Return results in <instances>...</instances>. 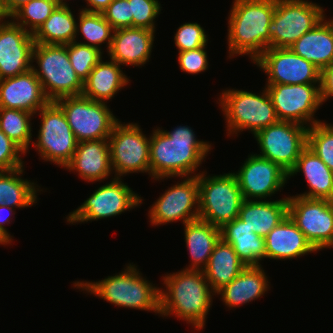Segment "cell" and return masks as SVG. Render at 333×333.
Segmentation results:
<instances>
[{
  "label": "cell",
  "mask_w": 333,
  "mask_h": 333,
  "mask_svg": "<svg viewBox=\"0 0 333 333\" xmlns=\"http://www.w3.org/2000/svg\"><path fill=\"white\" fill-rule=\"evenodd\" d=\"M150 136V176L155 180L191 176L211 149L196 139L193 129L177 126L173 131L157 128Z\"/></svg>",
  "instance_id": "cell-1"
},
{
  "label": "cell",
  "mask_w": 333,
  "mask_h": 333,
  "mask_svg": "<svg viewBox=\"0 0 333 333\" xmlns=\"http://www.w3.org/2000/svg\"><path fill=\"white\" fill-rule=\"evenodd\" d=\"M163 280L166 291L160 289L159 314L168 316L174 313L176 317L191 323L196 330L204 328L212 296L216 294L203 271L183 269L166 275Z\"/></svg>",
  "instance_id": "cell-2"
},
{
  "label": "cell",
  "mask_w": 333,
  "mask_h": 333,
  "mask_svg": "<svg viewBox=\"0 0 333 333\" xmlns=\"http://www.w3.org/2000/svg\"><path fill=\"white\" fill-rule=\"evenodd\" d=\"M275 8L276 0H234L228 17L229 57L247 54L254 62L269 48Z\"/></svg>",
  "instance_id": "cell-3"
},
{
  "label": "cell",
  "mask_w": 333,
  "mask_h": 333,
  "mask_svg": "<svg viewBox=\"0 0 333 333\" xmlns=\"http://www.w3.org/2000/svg\"><path fill=\"white\" fill-rule=\"evenodd\" d=\"M77 288L94 294L115 306L160 313V288L145 280L135 265L97 282H74Z\"/></svg>",
  "instance_id": "cell-4"
},
{
  "label": "cell",
  "mask_w": 333,
  "mask_h": 333,
  "mask_svg": "<svg viewBox=\"0 0 333 333\" xmlns=\"http://www.w3.org/2000/svg\"><path fill=\"white\" fill-rule=\"evenodd\" d=\"M36 60L39 69L32 66L49 101L66 96L82 95L84 82L73 69L66 45L35 43L32 61Z\"/></svg>",
  "instance_id": "cell-5"
},
{
  "label": "cell",
  "mask_w": 333,
  "mask_h": 333,
  "mask_svg": "<svg viewBox=\"0 0 333 333\" xmlns=\"http://www.w3.org/2000/svg\"><path fill=\"white\" fill-rule=\"evenodd\" d=\"M220 105L227 121L228 135L247 129L254 135L279 121L268 90L262 94L243 90H225L220 94Z\"/></svg>",
  "instance_id": "cell-6"
},
{
  "label": "cell",
  "mask_w": 333,
  "mask_h": 333,
  "mask_svg": "<svg viewBox=\"0 0 333 333\" xmlns=\"http://www.w3.org/2000/svg\"><path fill=\"white\" fill-rule=\"evenodd\" d=\"M198 174L199 219L222 228L239 216L244 198L233 173L208 176Z\"/></svg>",
  "instance_id": "cell-7"
},
{
  "label": "cell",
  "mask_w": 333,
  "mask_h": 333,
  "mask_svg": "<svg viewBox=\"0 0 333 333\" xmlns=\"http://www.w3.org/2000/svg\"><path fill=\"white\" fill-rule=\"evenodd\" d=\"M323 18L324 9L307 0H276L268 26L269 48H289Z\"/></svg>",
  "instance_id": "cell-8"
},
{
  "label": "cell",
  "mask_w": 333,
  "mask_h": 333,
  "mask_svg": "<svg viewBox=\"0 0 333 333\" xmlns=\"http://www.w3.org/2000/svg\"><path fill=\"white\" fill-rule=\"evenodd\" d=\"M64 111L78 142L108 139L118 122L107 102L94 101L83 95L66 96L55 101Z\"/></svg>",
  "instance_id": "cell-9"
},
{
  "label": "cell",
  "mask_w": 333,
  "mask_h": 333,
  "mask_svg": "<svg viewBox=\"0 0 333 333\" xmlns=\"http://www.w3.org/2000/svg\"><path fill=\"white\" fill-rule=\"evenodd\" d=\"M38 113L41 126L38 140L32 145L39 151L43 160L65 167L71 161L78 141L64 111L55 101H50Z\"/></svg>",
  "instance_id": "cell-10"
},
{
  "label": "cell",
  "mask_w": 333,
  "mask_h": 333,
  "mask_svg": "<svg viewBox=\"0 0 333 333\" xmlns=\"http://www.w3.org/2000/svg\"><path fill=\"white\" fill-rule=\"evenodd\" d=\"M108 142L111 167L116 178L134 172L150 174V138L143 134L138 124H121L118 121Z\"/></svg>",
  "instance_id": "cell-11"
},
{
  "label": "cell",
  "mask_w": 333,
  "mask_h": 333,
  "mask_svg": "<svg viewBox=\"0 0 333 333\" xmlns=\"http://www.w3.org/2000/svg\"><path fill=\"white\" fill-rule=\"evenodd\" d=\"M308 127L290 121H278L257 132L254 137L261 150L259 156L278 164L288 174L307 146Z\"/></svg>",
  "instance_id": "cell-12"
},
{
  "label": "cell",
  "mask_w": 333,
  "mask_h": 333,
  "mask_svg": "<svg viewBox=\"0 0 333 333\" xmlns=\"http://www.w3.org/2000/svg\"><path fill=\"white\" fill-rule=\"evenodd\" d=\"M288 216L316 250L333 247V202L328 199L288 197Z\"/></svg>",
  "instance_id": "cell-13"
},
{
  "label": "cell",
  "mask_w": 333,
  "mask_h": 333,
  "mask_svg": "<svg viewBox=\"0 0 333 333\" xmlns=\"http://www.w3.org/2000/svg\"><path fill=\"white\" fill-rule=\"evenodd\" d=\"M266 89L279 121L295 122L308 128L321 122L313 117L323 104L320 84H267Z\"/></svg>",
  "instance_id": "cell-14"
},
{
  "label": "cell",
  "mask_w": 333,
  "mask_h": 333,
  "mask_svg": "<svg viewBox=\"0 0 333 333\" xmlns=\"http://www.w3.org/2000/svg\"><path fill=\"white\" fill-rule=\"evenodd\" d=\"M141 197L133 192L120 178H113L108 184L102 185L84 201L75 211L71 212L67 222L73 224L104 219L129 211L142 203Z\"/></svg>",
  "instance_id": "cell-15"
},
{
  "label": "cell",
  "mask_w": 333,
  "mask_h": 333,
  "mask_svg": "<svg viewBox=\"0 0 333 333\" xmlns=\"http://www.w3.org/2000/svg\"><path fill=\"white\" fill-rule=\"evenodd\" d=\"M253 63L268 75L267 84H320L321 70L290 48H268Z\"/></svg>",
  "instance_id": "cell-16"
},
{
  "label": "cell",
  "mask_w": 333,
  "mask_h": 333,
  "mask_svg": "<svg viewBox=\"0 0 333 333\" xmlns=\"http://www.w3.org/2000/svg\"><path fill=\"white\" fill-rule=\"evenodd\" d=\"M186 178L168 188L150 207L149 217L153 225L158 226L178 220L186 224L199 219L198 175Z\"/></svg>",
  "instance_id": "cell-17"
},
{
  "label": "cell",
  "mask_w": 333,
  "mask_h": 333,
  "mask_svg": "<svg viewBox=\"0 0 333 333\" xmlns=\"http://www.w3.org/2000/svg\"><path fill=\"white\" fill-rule=\"evenodd\" d=\"M233 174L244 200H265L281 190L289 179L278 164L257 154L249 155L240 170Z\"/></svg>",
  "instance_id": "cell-18"
},
{
  "label": "cell",
  "mask_w": 333,
  "mask_h": 333,
  "mask_svg": "<svg viewBox=\"0 0 333 333\" xmlns=\"http://www.w3.org/2000/svg\"><path fill=\"white\" fill-rule=\"evenodd\" d=\"M33 34L14 20L0 23V80L32 69Z\"/></svg>",
  "instance_id": "cell-19"
},
{
  "label": "cell",
  "mask_w": 333,
  "mask_h": 333,
  "mask_svg": "<svg viewBox=\"0 0 333 333\" xmlns=\"http://www.w3.org/2000/svg\"><path fill=\"white\" fill-rule=\"evenodd\" d=\"M49 102L32 69L0 80V108L24 110L35 115Z\"/></svg>",
  "instance_id": "cell-20"
},
{
  "label": "cell",
  "mask_w": 333,
  "mask_h": 333,
  "mask_svg": "<svg viewBox=\"0 0 333 333\" xmlns=\"http://www.w3.org/2000/svg\"><path fill=\"white\" fill-rule=\"evenodd\" d=\"M154 30L128 27L114 30L108 55L119 65L141 66L149 61Z\"/></svg>",
  "instance_id": "cell-21"
},
{
  "label": "cell",
  "mask_w": 333,
  "mask_h": 333,
  "mask_svg": "<svg viewBox=\"0 0 333 333\" xmlns=\"http://www.w3.org/2000/svg\"><path fill=\"white\" fill-rule=\"evenodd\" d=\"M78 172L88 181H102L112 173L108 139L84 140L78 142L71 161L64 169Z\"/></svg>",
  "instance_id": "cell-22"
},
{
  "label": "cell",
  "mask_w": 333,
  "mask_h": 333,
  "mask_svg": "<svg viewBox=\"0 0 333 333\" xmlns=\"http://www.w3.org/2000/svg\"><path fill=\"white\" fill-rule=\"evenodd\" d=\"M264 239L265 258L269 259H292L317 251L289 216L274 227Z\"/></svg>",
  "instance_id": "cell-23"
},
{
  "label": "cell",
  "mask_w": 333,
  "mask_h": 333,
  "mask_svg": "<svg viewBox=\"0 0 333 333\" xmlns=\"http://www.w3.org/2000/svg\"><path fill=\"white\" fill-rule=\"evenodd\" d=\"M324 20L289 47L320 70L333 63V20Z\"/></svg>",
  "instance_id": "cell-24"
},
{
  "label": "cell",
  "mask_w": 333,
  "mask_h": 333,
  "mask_svg": "<svg viewBox=\"0 0 333 333\" xmlns=\"http://www.w3.org/2000/svg\"><path fill=\"white\" fill-rule=\"evenodd\" d=\"M288 216V197L280 200H244L241 204L239 216L253 233L266 237Z\"/></svg>",
  "instance_id": "cell-25"
},
{
  "label": "cell",
  "mask_w": 333,
  "mask_h": 333,
  "mask_svg": "<svg viewBox=\"0 0 333 333\" xmlns=\"http://www.w3.org/2000/svg\"><path fill=\"white\" fill-rule=\"evenodd\" d=\"M267 278L262 266H246L236 278L215 294L222 295L227 307H239L264 295L269 289L270 282Z\"/></svg>",
  "instance_id": "cell-26"
},
{
  "label": "cell",
  "mask_w": 333,
  "mask_h": 333,
  "mask_svg": "<svg viewBox=\"0 0 333 333\" xmlns=\"http://www.w3.org/2000/svg\"><path fill=\"white\" fill-rule=\"evenodd\" d=\"M301 171L310 190L298 194V196L333 201V172L308 146L300 153L295 167L288 174V178Z\"/></svg>",
  "instance_id": "cell-27"
},
{
  "label": "cell",
  "mask_w": 333,
  "mask_h": 333,
  "mask_svg": "<svg viewBox=\"0 0 333 333\" xmlns=\"http://www.w3.org/2000/svg\"><path fill=\"white\" fill-rule=\"evenodd\" d=\"M220 230L221 238L233 247L245 265L261 266L259 261L265 258L266 253L264 237L253 233L238 217L226 223Z\"/></svg>",
  "instance_id": "cell-28"
},
{
  "label": "cell",
  "mask_w": 333,
  "mask_h": 333,
  "mask_svg": "<svg viewBox=\"0 0 333 333\" xmlns=\"http://www.w3.org/2000/svg\"><path fill=\"white\" fill-rule=\"evenodd\" d=\"M185 243L191 258L186 270H201L207 266L216 243L221 238L220 228L197 219L184 224Z\"/></svg>",
  "instance_id": "cell-29"
},
{
  "label": "cell",
  "mask_w": 333,
  "mask_h": 333,
  "mask_svg": "<svg viewBox=\"0 0 333 333\" xmlns=\"http://www.w3.org/2000/svg\"><path fill=\"white\" fill-rule=\"evenodd\" d=\"M129 81L117 62H104L101 59L84 81L82 95L94 101L105 102L112 99Z\"/></svg>",
  "instance_id": "cell-30"
},
{
  "label": "cell",
  "mask_w": 333,
  "mask_h": 333,
  "mask_svg": "<svg viewBox=\"0 0 333 333\" xmlns=\"http://www.w3.org/2000/svg\"><path fill=\"white\" fill-rule=\"evenodd\" d=\"M246 266L237 256L233 247L220 238L203 273L211 289L216 293L236 278Z\"/></svg>",
  "instance_id": "cell-31"
},
{
  "label": "cell",
  "mask_w": 333,
  "mask_h": 333,
  "mask_svg": "<svg viewBox=\"0 0 333 333\" xmlns=\"http://www.w3.org/2000/svg\"><path fill=\"white\" fill-rule=\"evenodd\" d=\"M59 5L33 34L35 43L66 45L76 41L77 23L70 7Z\"/></svg>",
  "instance_id": "cell-32"
},
{
  "label": "cell",
  "mask_w": 333,
  "mask_h": 333,
  "mask_svg": "<svg viewBox=\"0 0 333 333\" xmlns=\"http://www.w3.org/2000/svg\"><path fill=\"white\" fill-rule=\"evenodd\" d=\"M23 168L0 171V205L22 208L37 203L36 194L39 189L36 188L34 182L20 178V174L24 171Z\"/></svg>",
  "instance_id": "cell-33"
},
{
  "label": "cell",
  "mask_w": 333,
  "mask_h": 333,
  "mask_svg": "<svg viewBox=\"0 0 333 333\" xmlns=\"http://www.w3.org/2000/svg\"><path fill=\"white\" fill-rule=\"evenodd\" d=\"M31 116L24 110L0 108V130L27 153L32 142Z\"/></svg>",
  "instance_id": "cell-34"
},
{
  "label": "cell",
  "mask_w": 333,
  "mask_h": 333,
  "mask_svg": "<svg viewBox=\"0 0 333 333\" xmlns=\"http://www.w3.org/2000/svg\"><path fill=\"white\" fill-rule=\"evenodd\" d=\"M78 20L79 24H77L76 33L80 32L87 41L80 42L81 44L93 46L101 50L99 45L107 43V50H109L114 29L102 13L81 10Z\"/></svg>",
  "instance_id": "cell-35"
},
{
  "label": "cell",
  "mask_w": 333,
  "mask_h": 333,
  "mask_svg": "<svg viewBox=\"0 0 333 333\" xmlns=\"http://www.w3.org/2000/svg\"><path fill=\"white\" fill-rule=\"evenodd\" d=\"M58 6L55 0H31L21 7L11 20L16 19L17 22H14L17 25L34 34Z\"/></svg>",
  "instance_id": "cell-36"
},
{
  "label": "cell",
  "mask_w": 333,
  "mask_h": 333,
  "mask_svg": "<svg viewBox=\"0 0 333 333\" xmlns=\"http://www.w3.org/2000/svg\"><path fill=\"white\" fill-rule=\"evenodd\" d=\"M307 146L333 172V125L319 122L309 127Z\"/></svg>",
  "instance_id": "cell-37"
},
{
  "label": "cell",
  "mask_w": 333,
  "mask_h": 333,
  "mask_svg": "<svg viewBox=\"0 0 333 333\" xmlns=\"http://www.w3.org/2000/svg\"><path fill=\"white\" fill-rule=\"evenodd\" d=\"M70 63L75 73L84 82L93 68L102 59V50L73 41L67 44Z\"/></svg>",
  "instance_id": "cell-38"
},
{
  "label": "cell",
  "mask_w": 333,
  "mask_h": 333,
  "mask_svg": "<svg viewBox=\"0 0 333 333\" xmlns=\"http://www.w3.org/2000/svg\"><path fill=\"white\" fill-rule=\"evenodd\" d=\"M132 15V27L155 31V18L160 14L158 0H128Z\"/></svg>",
  "instance_id": "cell-39"
},
{
  "label": "cell",
  "mask_w": 333,
  "mask_h": 333,
  "mask_svg": "<svg viewBox=\"0 0 333 333\" xmlns=\"http://www.w3.org/2000/svg\"><path fill=\"white\" fill-rule=\"evenodd\" d=\"M175 45L179 52L194 50L207 45V35L198 23L181 25L174 36Z\"/></svg>",
  "instance_id": "cell-40"
},
{
  "label": "cell",
  "mask_w": 333,
  "mask_h": 333,
  "mask_svg": "<svg viewBox=\"0 0 333 333\" xmlns=\"http://www.w3.org/2000/svg\"><path fill=\"white\" fill-rule=\"evenodd\" d=\"M24 151L0 130V171H10L23 167L24 161L19 157Z\"/></svg>",
  "instance_id": "cell-41"
},
{
  "label": "cell",
  "mask_w": 333,
  "mask_h": 333,
  "mask_svg": "<svg viewBox=\"0 0 333 333\" xmlns=\"http://www.w3.org/2000/svg\"><path fill=\"white\" fill-rule=\"evenodd\" d=\"M102 14L114 30L132 27V15L128 0H112Z\"/></svg>",
  "instance_id": "cell-42"
},
{
  "label": "cell",
  "mask_w": 333,
  "mask_h": 333,
  "mask_svg": "<svg viewBox=\"0 0 333 333\" xmlns=\"http://www.w3.org/2000/svg\"><path fill=\"white\" fill-rule=\"evenodd\" d=\"M205 47L179 52L180 69L189 74H198L208 69L209 64Z\"/></svg>",
  "instance_id": "cell-43"
},
{
  "label": "cell",
  "mask_w": 333,
  "mask_h": 333,
  "mask_svg": "<svg viewBox=\"0 0 333 333\" xmlns=\"http://www.w3.org/2000/svg\"><path fill=\"white\" fill-rule=\"evenodd\" d=\"M320 96L322 103L333 97V63L321 70Z\"/></svg>",
  "instance_id": "cell-44"
},
{
  "label": "cell",
  "mask_w": 333,
  "mask_h": 333,
  "mask_svg": "<svg viewBox=\"0 0 333 333\" xmlns=\"http://www.w3.org/2000/svg\"><path fill=\"white\" fill-rule=\"evenodd\" d=\"M6 212H10L8 216L14 212V209L11 207L6 206L5 204L0 205V233L9 241L12 242V236L7 232L5 226L3 224H8L10 222V219L7 215H5Z\"/></svg>",
  "instance_id": "cell-45"
},
{
  "label": "cell",
  "mask_w": 333,
  "mask_h": 333,
  "mask_svg": "<svg viewBox=\"0 0 333 333\" xmlns=\"http://www.w3.org/2000/svg\"><path fill=\"white\" fill-rule=\"evenodd\" d=\"M31 0H2L7 18L12 17L21 7Z\"/></svg>",
  "instance_id": "cell-46"
},
{
  "label": "cell",
  "mask_w": 333,
  "mask_h": 333,
  "mask_svg": "<svg viewBox=\"0 0 333 333\" xmlns=\"http://www.w3.org/2000/svg\"><path fill=\"white\" fill-rule=\"evenodd\" d=\"M88 4L87 6L89 8H84L82 11L87 12H96V13H102L108 5L112 2V0H85Z\"/></svg>",
  "instance_id": "cell-47"
},
{
  "label": "cell",
  "mask_w": 333,
  "mask_h": 333,
  "mask_svg": "<svg viewBox=\"0 0 333 333\" xmlns=\"http://www.w3.org/2000/svg\"><path fill=\"white\" fill-rule=\"evenodd\" d=\"M7 19V16L5 14V10H4V5L2 0H0V23L3 21V19Z\"/></svg>",
  "instance_id": "cell-48"
},
{
  "label": "cell",
  "mask_w": 333,
  "mask_h": 333,
  "mask_svg": "<svg viewBox=\"0 0 333 333\" xmlns=\"http://www.w3.org/2000/svg\"><path fill=\"white\" fill-rule=\"evenodd\" d=\"M0 244L6 245L10 244V242L0 233Z\"/></svg>",
  "instance_id": "cell-49"
},
{
  "label": "cell",
  "mask_w": 333,
  "mask_h": 333,
  "mask_svg": "<svg viewBox=\"0 0 333 333\" xmlns=\"http://www.w3.org/2000/svg\"><path fill=\"white\" fill-rule=\"evenodd\" d=\"M59 5H67L64 0H55Z\"/></svg>",
  "instance_id": "cell-50"
}]
</instances>
